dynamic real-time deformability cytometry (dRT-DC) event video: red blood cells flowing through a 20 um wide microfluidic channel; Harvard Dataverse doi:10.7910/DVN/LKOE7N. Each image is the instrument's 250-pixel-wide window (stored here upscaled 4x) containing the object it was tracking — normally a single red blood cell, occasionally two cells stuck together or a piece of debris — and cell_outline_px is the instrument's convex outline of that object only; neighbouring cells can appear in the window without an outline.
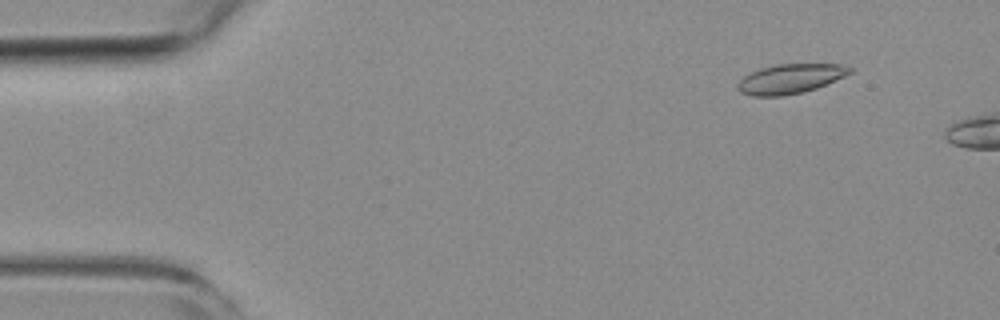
{"species": "common noctule bat (a hibernating species)", "species_latin": "Nyctalus noctula", "temperature_condition": "room temperature", "stored_images_in_passage": 9, "camera_frame_rate_fps": 3000, "um_per_image_px": 0.085, "animal": {"sex": "female", "body_mass_g": 19.3, "forearm_length_mm": 54.1}, "frame": {"image": 1, "passage_image": 6, "time_ms": 1.667, "image_size_px": [1000, 320], "cell_outline_px": [[852, 72], [844, 76], [816, 88], [804, 92], [784, 96], [752, 96], [740, 92], [736, 88], [736, 84], [744, 76], [760, 68], [776, 64], [840, 64], [852, 68]], "centroid_in_image_um": [67.14, 6.7], "position_along_channel_um": 17.9, "area_um2": 19.31}}